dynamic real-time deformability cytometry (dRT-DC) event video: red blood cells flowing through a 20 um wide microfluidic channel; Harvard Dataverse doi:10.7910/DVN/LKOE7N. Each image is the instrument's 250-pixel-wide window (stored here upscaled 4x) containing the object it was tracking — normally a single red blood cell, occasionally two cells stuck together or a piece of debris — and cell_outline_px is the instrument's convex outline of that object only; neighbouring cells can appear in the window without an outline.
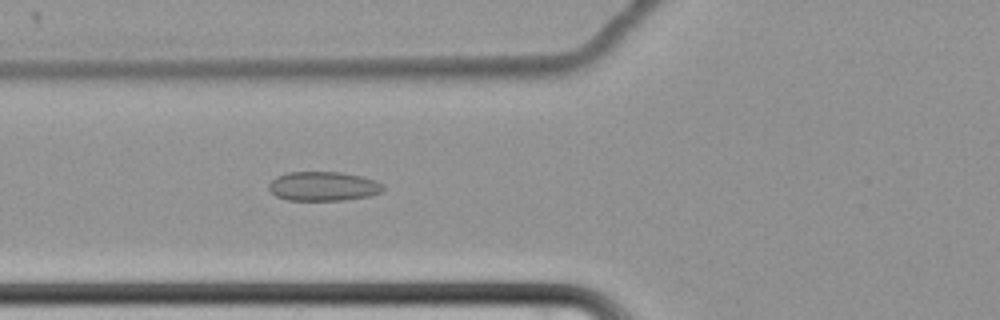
{"species": "common noctule bat (a hibernating species)", "species_latin": "Nyctalus noctula", "temperature_condition": "cold", "stored_images_in_passage": 41, "camera_frame_rate_fps": 3000, "um_per_image_px": 0.085, "animal": {"sex": "female", "body_mass_g": 22.7, "forearm_length_mm": 54.2}, "frame": {"image": 1, "passage_image": 7, "time_ms": 2.0, "image_size_px": [1000, 320], "cell_outline_px": [[384, 188], [380, 192], [368, 196], [344, 200], [288, 200], [276, 196], [268, 188], [268, 184], [276, 176], [288, 172], [340, 172], [360, 176], [376, 180], [384, 184]], "centroid_in_image_um": [27.47, 15.83], "position_along_channel_um": 98.3, "area_um2": 19.48}}
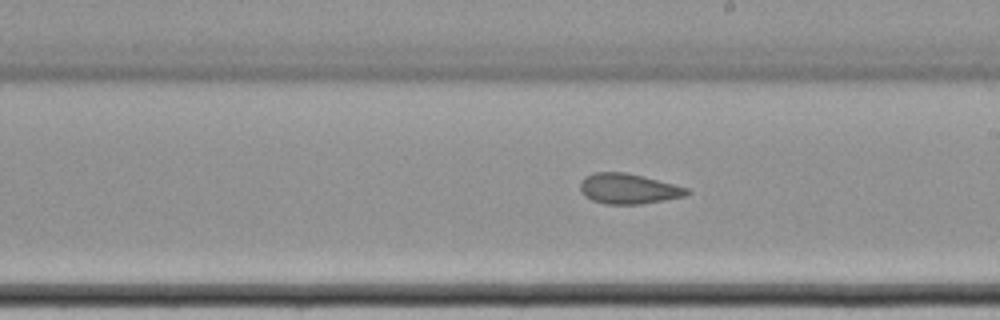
{"frame": {"image": 2, "passage_image": 19, "time_ms": 6.0, "image_size_px": [1000, 320], "cell_outline_px": [[692, 192], [684, 196], [640, 204], [604, 204], [592, 200], [584, 196], [580, 192], [580, 180], [584, 176], [596, 172], [624, 172], [688, 188]], "centroid_in_image_um": [53.34, 16.05], "position_along_channel_um": 235.7, "area_um2": 18.67}}
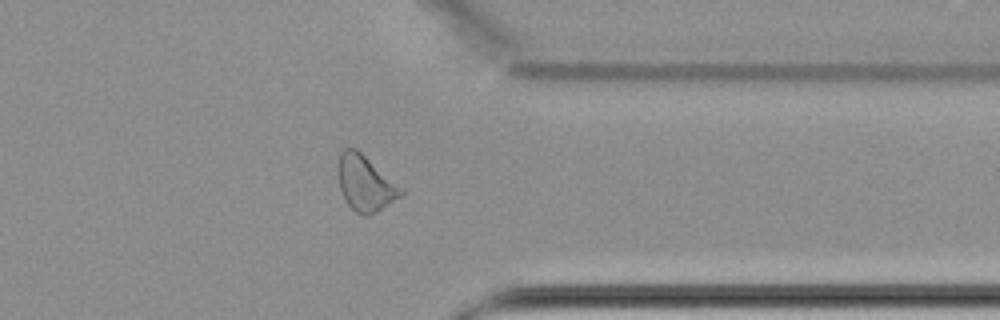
{"frame": {"image": 3, "passage_image": 32, "time_ms": 10.333, "image_size_px": [1000, 320], "cell_outline_px": [[408, 192], [404, 196], [376, 212], [368, 216], [360, 216], [344, 200], [340, 188], [340, 152], [344, 148], [356, 148], [404, 188]], "centroid_in_image_um": [31.14, 15.62], "position_along_channel_um": 380.3, "area_um2": 20.46}, "authors_computed_cell_mechanics": {"area_um2": 19.5942, "velocity_mm_per_s": 3.4321, "shape_relaxation_time_tau1_ms": null, "shape_relaxation_time_tau2_ms": 2.3411, "deformation_change_tau1": null, "deformation_change_tau2": 0.0699}}